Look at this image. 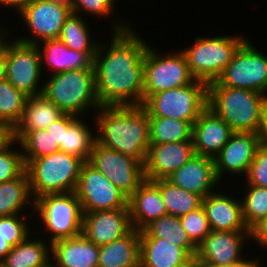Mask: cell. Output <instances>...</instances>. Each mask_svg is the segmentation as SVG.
I'll return each instance as SVG.
<instances>
[{
    "label": "cell",
    "instance_id": "obj_1",
    "mask_svg": "<svg viewBox=\"0 0 267 267\" xmlns=\"http://www.w3.org/2000/svg\"><path fill=\"white\" fill-rule=\"evenodd\" d=\"M112 23L109 46L99 42L93 58L96 97L100 106H142L149 44L129 24L113 18Z\"/></svg>",
    "mask_w": 267,
    "mask_h": 267
},
{
    "label": "cell",
    "instance_id": "obj_2",
    "mask_svg": "<svg viewBox=\"0 0 267 267\" xmlns=\"http://www.w3.org/2000/svg\"><path fill=\"white\" fill-rule=\"evenodd\" d=\"M95 112L96 143L144 164L150 145L147 111L142 106H101Z\"/></svg>",
    "mask_w": 267,
    "mask_h": 267
},
{
    "label": "cell",
    "instance_id": "obj_3",
    "mask_svg": "<svg viewBox=\"0 0 267 267\" xmlns=\"http://www.w3.org/2000/svg\"><path fill=\"white\" fill-rule=\"evenodd\" d=\"M267 96L257 91L226 86H208L210 107L233 132L258 134L262 107Z\"/></svg>",
    "mask_w": 267,
    "mask_h": 267
},
{
    "label": "cell",
    "instance_id": "obj_4",
    "mask_svg": "<svg viewBox=\"0 0 267 267\" xmlns=\"http://www.w3.org/2000/svg\"><path fill=\"white\" fill-rule=\"evenodd\" d=\"M23 160L34 200L46 194L75 191L84 163L82 159L62 151Z\"/></svg>",
    "mask_w": 267,
    "mask_h": 267
},
{
    "label": "cell",
    "instance_id": "obj_5",
    "mask_svg": "<svg viewBox=\"0 0 267 267\" xmlns=\"http://www.w3.org/2000/svg\"><path fill=\"white\" fill-rule=\"evenodd\" d=\"M42 95L63 113L83 118L86 110L101 106L96 97L94 69H75L53 74L43 83Z\"/></svg>",
    "mask_w": 267,
    "mask_h": 267
},
{
    "label": "cell",
    "instance_id": "obj_6",
    "mask_svg": "<svg viewBox=\"0 0 267 267\" xmlns=\"http://www.w3.org/2000/svg\"><path fill=\"white\" fill-rule=\"evenodd\" d=\"M246 39L241 35L197 37L192 47L190 45L180 51L185 55L194 78L210 84L220 77L235 51Z\"/></svg>",
    "mask_w": 267,
    "mask_h": 267
},
{
    "label": "cell",
    "instance_id": "obj_7",
    "mask_svg": "<svg viewBox=\"0 0 267 267\" xmlns=\"http://www.w3.org/2000/svg\"><path fill=\"white\" fill-rule=\"evenodd\" d=\"M33 208L50 234L49 244L82 234L83 210L75 191L43 195L34 200Z\"/></svg>",
    "mask_w": 267,
    "mask_h": 267
},
{
    "label": "cell",
    "instance_id": "obj_8",
    "mask_svg": "<svg viewBox=\"0 0 267 267\" xmlns=\"http://www.w3.org/2000/svg\"><path fill=\"white\" fill-rule=\"evenodd\" d=\"M208 103V84L195 80L193 83L152 94L142 107L148 117H170L195 123Z\"/></svg>",
    "mask_w": 267,
    "mask_h": 267
},
{
    "label": "cell",
    "instance_id": "obj_9",
    "mask_svg": "<svg viewBox=\"0 0 267 267\" xmlns=\"http://www.w3.org/2000/svg\"><path fill=\"white\" fill-rule=\"evenodd\" d=\"M152 47L149 45L144 55L143 103L152 94L183 87L196 80L181 51L164 56Z\"/></svg>",
    "mask_w": 267,
    "mask_h": 267
},
{
    "label": "cell",
    "instance_id": "obj_10",
    "mask_svg": "<svg viewBox=\"0 0 267 267\" xmlns=\"http://www.w3.org/2000/svg\"><path fill=\"white\" fill-rule=\"evenodd\" d=\"M249 41L239 46L220 77L208 86L248 89L267 96V56Z\"/></svg>",
    "mask_w": 267,
    "mask_h": 267
},
{
    "label": "cell",
    "instance_id": "obj_11",
    "mask_svg": "<svg viewBox=\"0 0 267 267\" xmlns=\"http://www.w3.org/2000/svg\"><path fill=\"white\" fill-rule=\"evenodd\" d=\"M128 198L145 180L144 166L132 156L94 143L88 161Z\"/></svg>",
    "mask_w": 267,
    "mask_h": 267
},
{
    "label": "cell",
    "instance_id": "obj_12",
    "mask_svg": "<svg viewBox=\"0 0 267 267\" xmlns=\"http://www.w3.org/2000/svg\"><path fill=\"white\" fill-rule=\"evenodd\" d=\"M75 193L83 213L129 208L128 197L88 161L82 165Z\"/></svg>",
    "mask_w": 267,
    "mask_h": 267
},
{
    "label": "cell",
    "instance_id": "obj_13",
    "mask_svg": "<svg viewBox=\"0 0 267 267\" xmlns=\"http://www.w3.org/2000/svg\"><path fill=\"white\" fill-rule=\"evenodd\" d=\"M42 71L37 45L23 43L15 38L7 43L6 79L16 89L28 97L41 95Z\"/></svg>",
    "mask_w": 267,
    "mask_h": 267
},
{
    "label": "cell",
    "instance_id": "obj_14",
    "mask_svg": "<svg viewBox=\"0 0 267 267\" xmlns=\"http://www.w3.org/2000/svg\"><path fill=\"white\" fill-rule=\"evenodd\" d=\"M71 13V8L66 5L48 0H33L18 11L30 30V37L23 36L17 40L36 45L47 39L59 38L64 21Z\"/></svg>",
    "mask_w": 267,
    "mask_h": 267
},
{
    "label": "cell",
    "instance_id": "obj_15",
    "mask_svg": "<svg viewBox=\"0 0 267 267\" xmlns=\"http://www.w3.org/2000/svg\"><path fill=\"white\" fill-rule=\"evenodd\" d=\"M260 144L258 134L253 132H233L229 141L214 157L215 173L218 180L230 172L233 175H247L257 148ZM225 172V173H224Z\"/></svg>",
    "mask_w": 267,
    "mask_h": 267
},
{
    "label": "cell",
    "instance_id": "obj_16",
    "mask_svg": "<svg viewBox=\"0 0 267 267\" xmlns=\"http://www.w3.org/2000/svg\"><path fill=\"white\" fill-rule=\"evenodd\" d=\"M250 237V231L211 232L197 246L195 258L214 266L241 262L244 243Z\"/></svg>",
    "mask_w": 267,
    "mask_h": 267
},
{
    "label": "cell",
    "instance_id": "obj_17",
    "mask_svg": "<svg viewBox=\"0 0 267 267\" xmlns=\"http://www.w3.org/2000/svg\"><path fill=\"white\" fill-rule=\"evenodd\" d=\"M195 155L193 140L150 144L143 164L145 179H168Z\"/></svg>",
    "mask_w": 267,
    "mask_h": 267
},
{
    "label": "cell",
    "instance_id": "obj_18",
    "mask_svg": "<svg viewBox=\"0 0 267 267\" xmlns=\"http://www.w3.org/2000/svg\"><path fill=\"white\" fill-rule=\"evenodd\" d=\"M132 230L129 208L83 213L82 233L98 247L121 239Z\"/></svg>",
    "mask_w": 267,
    "mask_h": 267
},
{
    "label": "cell",
    "instance_id": "obj_19",
    "mask_svg": "<svg viewBox=\"0 0 267 267\" xmlns=\"http://www.w3.org/2000/svg\"><path fill=\"white\" fill-rule=\"evenodd\" d=\"M232 129L206 106L193 124L192 139L196 155L213 158L229 141Z\"/></svg>",
    "mask_w": 267,
    "mask_h": 267
},
{
    "label": "cell",
    "instance_id": "obj_20",
    "mask_svg": "<svg viewBox=\"0 0 267 267\" xmlns=\"http://www.w3.org/2000/svg\"><path fill=\"white\" fill-rule=\"evenodd\" d=\"M181 189L197 194L202 198L214 193V187L220 185L215 173L213 158L195 155L167 179Z\"/></svg>",
    "mask_w": 267,
    "mask_h": 267
},
{
    "label": "cell",
    "instance_id": "obj_21",
    "mask_svg": "<svg viewBox=\"0 0 267 267\" xmlns=\"http://www.w3.org/2000/svg\"><path fill=\"white\" fill-rule=\"evenodd\" d=\"M128 207L132 227L139 231L151 221L167 215L159 180L145 179L128 198Z\"/></svg>",
    "mask_w": 267,
    "mask_h": 267
},
{
    "label": "cell",
    "instance_id": "obj_22",
    "mask_svg": "<svg viewBox=\"0 0 267 267\" xmlns=\"http://www.w3.org/2000/svg\"><path fill=\"white\" fill-rule=\"evenodd\" d=\"M215 191L202 200L211 230L250 231L242 216L241 200Z\"/></svg>",
    "mask_w": 267,
    "mask_h": 267
},
{
    "label": "cell",
    "instance_id": "obj_23",
    "mask_svg": "<svg viewBox=\"0 0 267 267\" xmlns=\"http://www.w3.org/2000/svg\"><path fill=\"white\" fill-rule=\"evenodd\" d=\"M51 256L56 267H98L99 247L82 233L53 242Z\"/></svg>",
    "mask_w": 267,
    "mask_h": 267
},
{
    "label": "cell",
    "instance_id": "obj_24",
    "mask_svg": "<svg viewBox=\"0 0 267 267\" xmlns=\"http://www.w3.org/2000/svg\"><path fill=\"white\" fill-rule=\"evenodd\" d=\"M43 44V46H42ZM36 44L43 66H49L53 74L75 69L93 68L96 52H80L68 48L60 38L47 39ZM41 45V46H40ZM45 63V64H44Z\"/></svg>",
    "mask_w": 267,
    "mask_h": 267
},
{
    "label": "cell",
    "instance_id": "obj_25",
    "mask_svg": "<svg viewBox=\"0 0 267 267\" xmlns=\"http://www.w3.org/2000/svg\"><path fill=\"white\" fill-rule=\"evenodd\" d=\"M193 257L181 246L157 237H140V267H190Z\"/></svg>",
    "mask_w": 267,
    "mask_h": 267
},
{
    "label": "cell",
    "instance_id": "obj_26",
    "mask_svg": "<svg viewBox=\"0 0 267 267\" xmlns=\"http://www.w3.org/2000/svg\"><path fill=\"white\" fill-rule=\"evenodd\" d=\"M98 267H140L139 230L100 246Z\"/></svg>",
    "mask_w": 267,
    "mask_h": 267
},
{
    "label": "cell",
    "instance_id": "obj_27",
    "mask_svg": "<svg viewBox=\"0 0 267 267\" xmlns=\"http://www.w3.org/2000/svg\"><path fill=\"white\" fill-rule=\"evenodd\" d=\"M29 235L0 262V267H45L51 261V244Z\"/></svg>",
    "mask_w": 267,
    "mask_h": 267
},
{
    "label": "cell",
    "instance_id": "obj_28",
    "mask_svg": "<svg viewBox=\"0 0 267 267\" xmlns=\"http://www.w3.org/2000/svg\"><path fill=\"white\" fill-rule=\"evenodd\" d=\"M64 113L42 94L28 97L21 121L13 131H34L47 129Z\"/></svg>",
    "mask_w": 267,
    "mask_h": 267
},
{
    "label": "cell",
    "instance_id": "obj_29",
    "mask_svg": "<svg viewBox=\"0 0 267 267\" xmlns=\"http://www.w3.org/2000/svg\"><path fill=\"white\" fill-rule=\"evenodd\" d=\"M140 237H157L183 247L193 258L196 256L197 246L190 240L183 229L180 217L164 215L151 221L139 231Z\"/></svg>",
    "mask_w": 267,
    "mask_h": 267
},
{
    "label": "cell",
    "instance_id": "obj_30",
    "mask_svg": "<svg viewBox=\"0 0 267 267\" xmlns=\"http://www.w3.org/2000/svg\"><path fill=\"white\" fill-rule=\"evenodd\" d=\"M28 203L34 206L26 169L18 177L0 183V217L20 214Z\"/></svg>",
    "mask_w": 267,
    "mask_h": 267
},
{
    "label": "cell",
    "instance_id": "obj_31",
    "mask_svg": "<svg viewBox=\"0 0 267 267\" xmlns=\"http://www.w3.org/2000/svg\"><path fill=\"white\" fill-rule=\"evenodd\" d=\"M150 144H164L192 139L193 124L170 117H148Z\"/></svg>",
    "mask_w": 267,
    "mask_h": 267
},
{
    "label": "cell",
    "instance_id": "obj_32",
    "mask_svg": "<svg viewBox=\"0 0 267 267\" xmlns=\"http://www.w3.org/2000/svg\"><path fill=\"white\" fill-rule=\"evenodd\" d=\"M159 190L168 215L181 217L202 206L201 196L185 191L167 179H159Z\"/></svg>",
    "mask_w": 267,
    "mask_h": 267
},
{
    "label": "cell",
    "instance_id": "obj_33",
    "mask_svg": "<svg viewBox=\"0 0 267 267\" xmlns=\"http://www.w3.org/2000/svg\"><path fill=\"white\" fill-rule=\"evenodd\" d=\"M78 117L68 128L64 131L63 137V152L69 155L78 157L84 162L89 161L96 142L95 130L92 132L83 119Z\"/></svg>",
    "mask_w": 267,
    "mask_h": 267
},
{
    "label": "cell",
    "instance_id": "obj_34",
    "mask_svg": "<svg viewBox=\"0 0 267 267\" xmlns=\"http://www.w3.org/2000/svg\"><path fill=\"white\" fill-rule=\"evenodd\" d=\"M81 15L71 13L64 21L59 38L70 49L80 52H96L99 42L91 39L89 25Z\"/></svg>",
    "mask_w": 267,
    "mask_h": 267
},
{
    "label": "cell",
    "instance_id": "obj_35",
    "mask_svg": "<svg viewBox=\"0 0 267 267\" xmlns=\"http://www.w3.org/2000/svg\"><path fill=\"white\" fill-rule=\"evenodd\" d=\"M14 140L17 141L23 158H38L60 151L54 144L53 137L46 129L34 131H14Z\"/></svg>",
    "mask_w": 267,
    "mask_h": 267
},
{
    "label": "cell",
    "instance_id": "obj_36",
    "mask_svg": "<svg viewBox=\"0 0 267 267\" xmlns=\"http://www.w3.org/2000/svg\"><path fill=\"white\" fill-rule=\"evenodd\" d=\"M27 98L7 79L0 81V122L14 129L22 119Z\"/></svg>",
    "mask_w": 267,
    "mask_h": 267
},
{
    "label": "cell",
    "instance_id": "obj_37",
    "mask_svg": "<svg viewBox=\"0 0 267 267\" xmlns=\"http://www.w3.org/2000/svg\"><path fill=\"white\" fill-rule=\"evenodd\" d=\"M246 195L243 197L242 216L250 230L257 222L267 215V188L246 185Z\"/></svg>",
    "mask_w": 267,
    "mask_h": 267
},
{
    "label": "cell",
    "instance_id": "obj_38",
    "mask_svg": "<svg viewBox=\"0 0 267 267\" xmlns=\"http://www.w3.org/2000/svg\"><path fill=\"white\" fill-rule=\"evenodd\" d=\"M14 214L0 217V236L6 239L13 247L23 242L30 234L27 215Z\"/></svg>",
    "mask_w": 267,
    "mask_h": 267
},
{
    "label": "cell",
    "instance_id": "obj_39",
    "mask_svg": "<svg viewBox=\"0 0 267 267\" xmlns=\"http://www.w3.org/2000/svg\"><path fill=\"white\" fill-rule=\"evenodd\" d=\"M13 144L17 145V141L13 140L0 152V183L18 177L26 169L20 148L15 150Z\"/></svg>",
    "mask_w": 267,
    "mask_h": 267
},
{
    "label": "cell",
    "instance_id": "obj_40",
    "mask_svg": "<svg viewBox=\"0 0 267 267\" xmlns=\"http://www.w3.org/2000/svg\"><path fill=\"white\" fill-rule=\"evenodd\" d=\"M180 221L190 240L196 246L211 232L203 206L181 216Z\"/></svg>",
    "mask_w": 267,
    "mask_h": 267
},
{
    "label": "cell",
    "instance_id": "obj_41",
    "mask_svg": "<svg viewBox=\"0 0 267 267\" xmlns=\"http://www.w3.org/2000/svg\"><path fill=\"white\" fill-rule=\"evenodd\" d=\"M244 180L247 185L267 188V145L259 144Z\"/></svg>",
    "mask_w": 267,
    "mask_h": 267
},
{
    "label": "cell",
    "instance_id": "obj_42",
    "mask_svg": "<svg viewBox=\"0 0 267 267\" xmlns=\"http://www.w3.org/2000/svg\"><path fill=\"white\" fill-rule=\"evenodd\" d=\"M116 0H74L71 12L79 15L82 10L90 15L112 16ZM81 10V11H80Z\"/></svg>",
    "mask_w": 267,
    "mask_h": 267
},
{
    "label": "cell",
    "instance_id": "obj_43",
    "mask_svg": "<svg viewBox=\"0 0 267 267\" xmlns=\"http://www.w3.org/2000/svg\"><path fill=\"white\" fill-rule=\"evenodd\" d=\"M78 118V116L64 113L59 119L54 121L46 130L53 137L54 144H57L63 152L64 131Z\"/></svg>",
    "mask_w": 267,
    "mask_h": 267
},
{
    "label": "cell",
    "instance_id": "obj_44",
    "mask_svg": "<svg viewBox=\"0 0 267 267\" xmlns=\"http://www.w3.org/2000/svg\"><path fill=\"white\" fill-rule=\"evenodd\" d=\"M250 239L255 240L259 247L267 249V215L250 229Z\"/></svg>",
    "mask_w": 267,
    "mask_h": 267
},
{
    "label": "cell",
    "instance_id": "obj_45",
    "mask_svg": "<svg viewBox=\"0 0 267 267\" xmlns=\"http://www.w3.org/2000/svg\"><path fill=\"white\" fill-rule=\"evenodd\" d=\"M14 140L13 128L0 122V152L4 150Z\"/></svg>",
    "mask_w": 267,
    "mask_h": 267
},
{
    "label": "cell",
    "instance_id": "obj_46",
    "mask_svg": "<svg viewBox=\"0 0 267 267\" xmlns=\"http://www.w3.org/2000/svg\"><path fill=\"white\" fill-rule=\"evenodd\" d=\"M260 143L267 145V99L262 107L261 126L258 132Z\"/></svg>",
    "mask_w": 267,
    "mask_h": 267
},
{
    "label": "cell",
    "instance_id": "obj_47",
    "mask_svg": "<svg viewBox=\"0 0 267 267\" xmlns=\"http://www.w3.org/2000/svg\"><path fill=\"white\" fill-rule=\"evenodd\" d=\"M33 0H0V7L1 5H4L8 8H14L17 11H19L23 6L31 3Z\"/></svg>",
    "mask_w": 267,
    "mask_h": 267
},
{
    "label": "cell",
    "instance_id": "obj_48",
    "mask_svg": "<svg viewBox=\"0 0 267 267\" xmlns=\"http://www.w3.org/2000/svg\"><path fill=\"white\" fill-rule=\"evenodd\" d=\"M6 67H7V44L5 48L0 52V81L6 79Z\"/></svg>",
    "mask_w": 267,
    "mask_h": 267
},
{
    "label": "cell",
    "instance_id": "obj_49",
    "mask_svg": "<svg viewBox=\"0 0 267 267\" xmlns=\"http://www.w3.org/2000/svg\"><path fill=\"white\" fill-rule=\"evenodd\" d=\"M13 246L2 236H0V262L7 256L12 250Z\"/></svg>",
    "mask_w": 267,
    "mask_h": 267
},
{
    "label": "cell",
    "instance_id": "obj_50",
    "mask_svg": "<svg viewBox=\"0 0 267 267\" xmlns=\"http://www.w3.org/2000/svg\"><path fill=\"white\" fill-rule=\"evenodd\" d=\"M192 267H237V263H232V264H225V265H221V266H214V265H210L207 264L205 262L199 261L196 258H193Z\"/></svg>",
    "mask_w": 267,
    "mask_h": 267
},
{
    "label": "cell",
    "instance_id": "obj_51",
    "mask_svg": "<svg viewBox=\"0 0 267 267\" xmlns=\"http://www.w3.org/2000/svg\"><path fill=\"white\" fill-rule=\"evenodd\" d=\"M259 260L257 259H255V260H248V259H243L241 262H238L237 263V267H261L260 265H261V261H259Z\"/></svg>",
    "mask_w": 267,
    "mask_h": 267
},
{
    "label": "cell",
    "instance_id": "obj_52",
    "mask_svg": "<svg viewBox=\"0 0 267 267\" xmlns=\"http://www.w3.org/2000/svg\"><path fill=\"white\" fill-rule=\"evenodd\" d=\"M7 31H4L2 28H0V52L5 48L6 44L9 42L5 37L8 36Z\"/></svg>",
    "mask_w": 267,
    "mask_h": 267
},
{
    "label": "cell",
    "instance_id": "obj_53",
    "mask_svg": "<svg viewBox=\"0 0 267 267\" xmlns=\"http://www.w3.org/2000/svg\"><path fill=\"white\" fill-rule=\"evenodd\" d=\"M48 1H51V2H54V3H58V4H61V5H66L68 7H72L73 6V2L74 0H48Z\"/></svg>",
    "mask_w": 267,
    "mask_h": 267
},
{
    "label": "cell",
    "instance_id": "obj_54",
    "mask_svg": "<svg viewBox=\"0 0 267 267\" xmlns=\"http://www.w3.org/2000/svg\"><path fill=\"white\" fill-rule=\"evenodd\" d=\"M45 267H56L52 262H49Z\"/></svg>",
    "mask_w": 267,
    "mask_h": 267
}]
</instances>
